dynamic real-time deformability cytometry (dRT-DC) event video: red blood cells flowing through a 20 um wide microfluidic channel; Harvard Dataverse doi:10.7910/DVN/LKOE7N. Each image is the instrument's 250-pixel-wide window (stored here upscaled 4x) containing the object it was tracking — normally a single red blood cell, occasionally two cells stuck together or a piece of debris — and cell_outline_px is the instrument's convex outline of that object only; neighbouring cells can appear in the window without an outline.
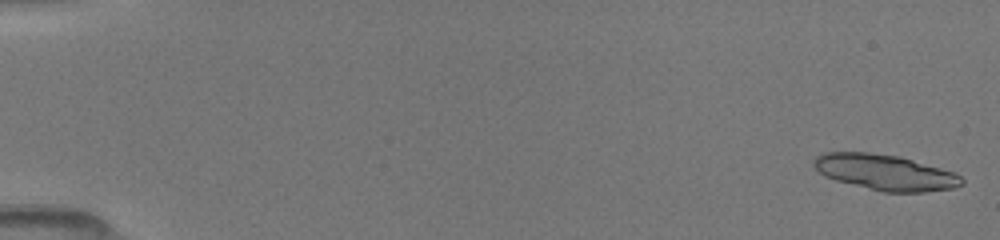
{"species": "common noctule bat (a hibernating species)", "species_latin": "Nyctalus noctula", "temperature_condition": "room temperature", "stored_images_in_passage": 20, "camera_frame_rate_fps": 3000, "um_per_image_px": 0.085, "animal": {"sex": "female", "body_mass_g": 19.5, "forearm_length_mm": 54.1}, "frame": {"image": 1, "passage_image": 1, "time_ms": 0.0, "image_size_px": [1000, 240], "cell_outline_px": [[964, 184], [952, 188], [924, 192], [884, 192], [836, 180], [824, 176], [812, 164], [812, 160], [816, 156], [824, 152], [868, 152], [900, 156], [956, 172], [964, 180]], "centroid_in_image_um": [75.25, 14.64], "position_along_channel_um": 9.7, "area_um2": 30.81}}
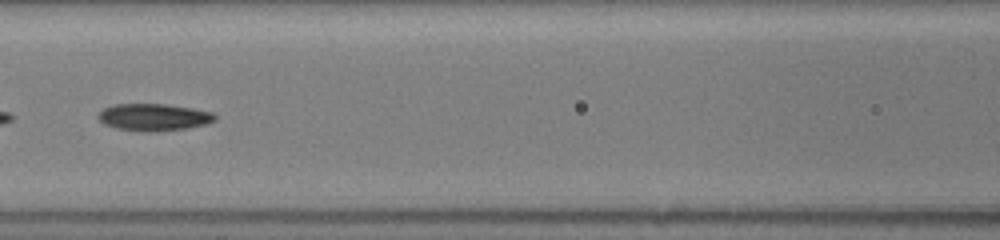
{"frame": {"image": 2, "passage_image": 19, "time_ms": 7.667, "image_size_px": [1000, 240], "cell_outline_px": [[216, 120], [208, 124], [188, 128], [152, 132], [144, 132], [116, 128], [104, 124], [96, 116], [104, 108], [112, 104], [168, 104], [192, 108], [212, 112], [216, 116]], "centroid_in_image_um": [13.08, 9.96], "position_along_channel_um": 153.5, "area_um2": 18.61}}